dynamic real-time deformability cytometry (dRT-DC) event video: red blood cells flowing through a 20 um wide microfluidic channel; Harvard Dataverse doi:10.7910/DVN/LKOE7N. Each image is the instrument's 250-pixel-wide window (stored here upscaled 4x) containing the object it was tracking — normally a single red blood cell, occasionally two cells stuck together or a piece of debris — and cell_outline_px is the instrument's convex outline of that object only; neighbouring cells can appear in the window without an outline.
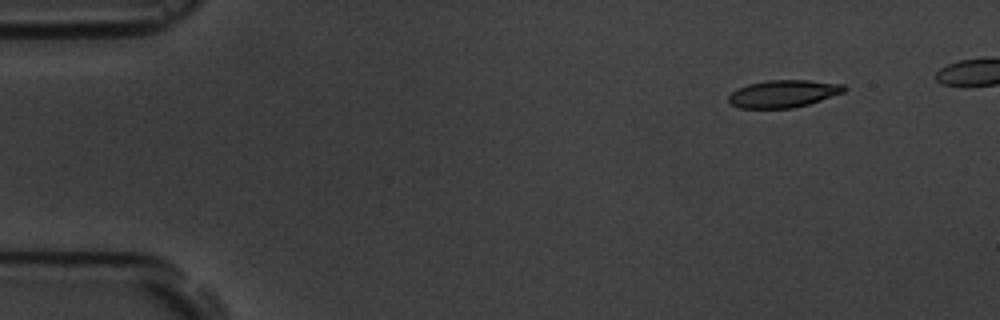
{"species": "common noctule bat (a hibernating species)", "species_latin": "Nyctalus noctula", "temperature_condition": "room temperature", "stored_images_in_passage": 5, "camera_frame_rate_fps": 3000, "um_per_image_px": 0.085, "animal": {"sex": "male", "body_mass_g": 19.5, "forearm_length_mm": 54.6}, "frame": {"image": 1, "passage_image": 1, "time_ms": 0.0, "image_size_px": [1000, 320], "cell_outline_px": [[848, 88], [844, 92], [808, 104], [792, 108], [740, 108], [732, 104], [728, 100], [728, 96], [732, 92], [748, 84], [768, 80], [808, 80], [844, 84]], "centroid_in_image_um": [66.61, 7.96], "position_along_channel_um": 18.4, "area_um2": 18.32}}